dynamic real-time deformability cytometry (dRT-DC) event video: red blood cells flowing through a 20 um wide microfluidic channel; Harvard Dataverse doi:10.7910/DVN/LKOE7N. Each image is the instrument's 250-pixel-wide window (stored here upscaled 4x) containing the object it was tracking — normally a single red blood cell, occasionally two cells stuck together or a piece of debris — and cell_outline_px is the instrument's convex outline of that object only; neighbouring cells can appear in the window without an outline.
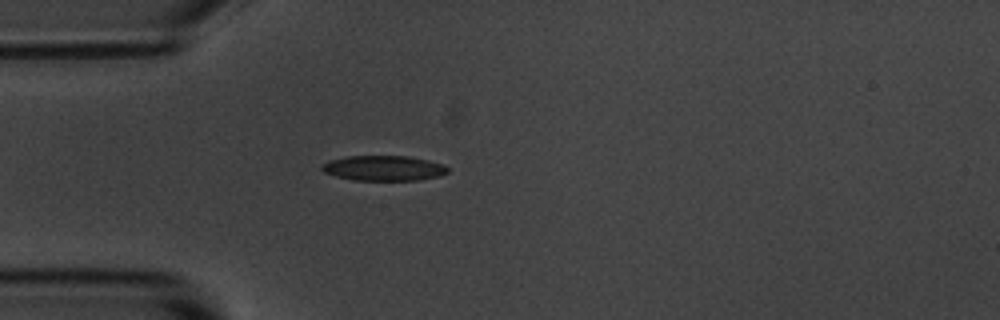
{"species": "common noctule bat (a hibernating species)", "species_latin": "Nyctalus noctula", "temperature_condition": "room temperature", "stored_images_in_passage": 41, "camera_frame_rate_fps": 3000, "um_per_image_px": 0.085, "animal": {"sex": "male", "body_mass_g": 20.1, "forearm_length_mm": 53.5}, "frame": {"image": 1, "passage_image": 1, "time_ms": 0.0, "image_size_px": [1000, 320], "cell_outline_px": [[448, 172], [440, 176], [420, 180], [352, 180], [336, 176], [324, 172], [320, 168], [320, 164], [328, 160], [344, 156], [408, 156], [428, 160], [444, 164], [448, 168]], "centroid_in_image_um": [32.59, 14.29], "position_along_channel_um": 52.4, "area_um2": 18.67}}
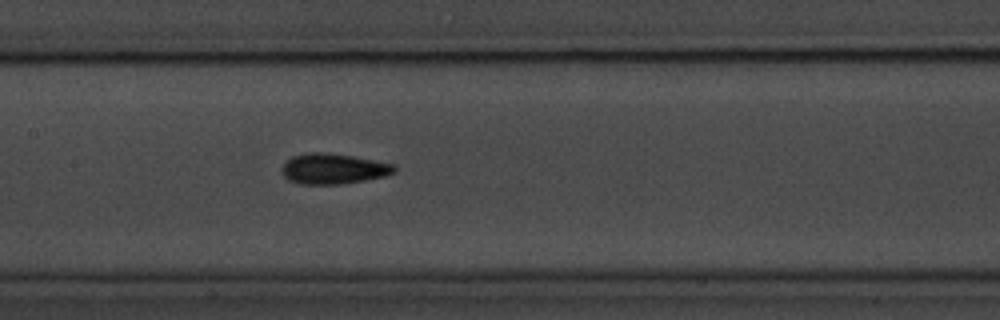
{"frame": {"image": 2, "passage_image": 12, "time_ms": 3.667, "image_size_px": [1000, 320], "cell_outline_px": [[396, 172], [384, 176], [364, 180], [340, 184], [300, 184], [288, 180], [280, 172], [284, 164], [292, 156], [308, 152], [324, 152], [352, 156], [396, 164]], "centroid_in_image_um": [28.33, 14.34], "position_along_channel_um": 179.1, "area_um2": 20.0}}
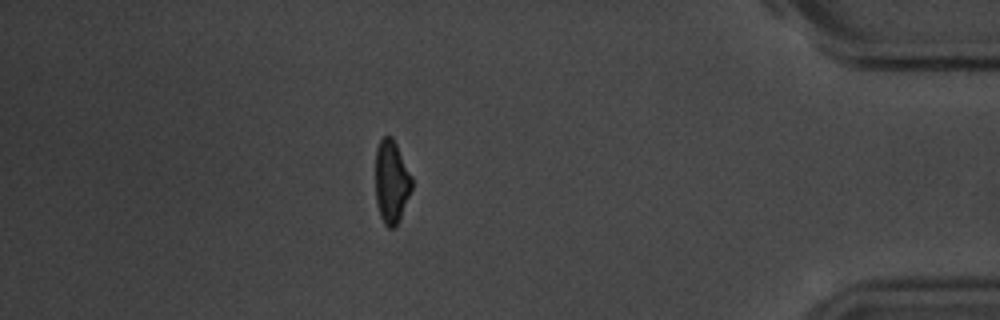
{"frame": {"image": 3, "passage_image": 34, "time_ms": 11.0, "image_size_px": [1000, 320], "cell_outline_px": [[412, 188], [396, 228], [388, 228], [384, 224], [380, 216], [376, 200], [376, 148], [380, 140], [384, 136], [392, 136], [412, 176]], "centroid_in_image_um": [33.27, 15.46], "position_along_channel_um": 401.9, "area_um2": 17.57}, "authors_computed_cell_mechanics": {"area_um2": 18.785, "velocity_mm_per_s": 3.6276, "shape_relaxation_time_tau1_ms": 3.48, "shape_relaxation_time_tau2_ms": 2.5363, "deformation_change_tau1": 0.1171, "deformation_change_tau2": 0.0872}}